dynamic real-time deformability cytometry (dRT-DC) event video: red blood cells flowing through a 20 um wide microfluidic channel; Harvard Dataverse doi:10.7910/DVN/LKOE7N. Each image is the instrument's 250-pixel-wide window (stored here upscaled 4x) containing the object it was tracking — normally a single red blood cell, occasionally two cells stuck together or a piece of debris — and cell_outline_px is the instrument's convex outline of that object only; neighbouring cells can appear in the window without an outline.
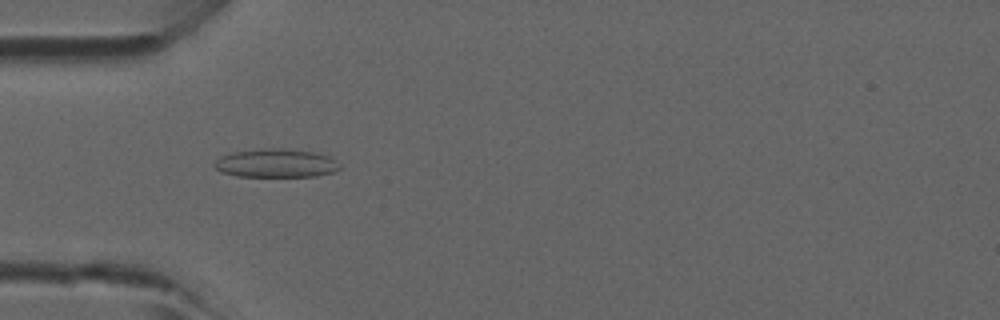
{"species": "common noctule bat (a hibernating species)", "species_latin": "Nyctalus noctula", "temperature_condition": "room temperature", "stored_images_in_passage": 37, "camera_frame_rate_fps": 3000, "um_per_image_px": 0.085, "animal": {"sex": "male", "forearm_length_mm": 52.5}, "frame": {"image": 1, "passage_image": 5, "time_ms": 1.333, "image_size_px": [1000, 320], "cell_outline_px": [[340, 168], [332, 172], [316, 176], [236, 176], [220, 172], [212, 164], [220, 156], [236, 152], [280, 148], [312, 152], [328, 156], [336, 160], [340, 164]], "centroid_in_image_um": [23.45, 13.89], "position_along_channel_um": 61.5, "area_um2": 20.46}}
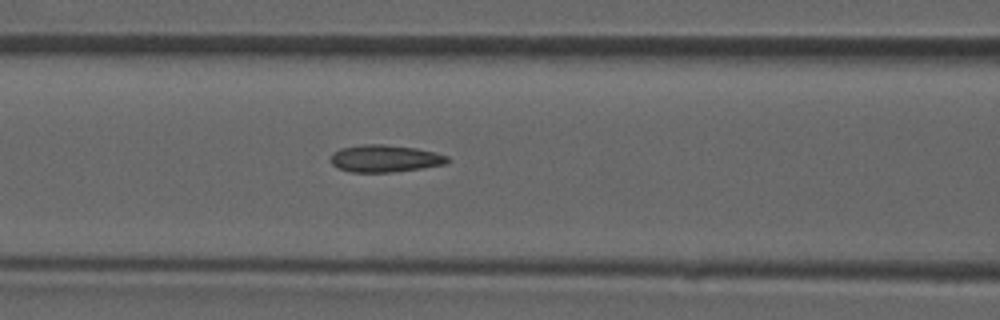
{"frame": {"image": 2, "passage_image": 10, "time_ms": 3.0, "image_size_px": [1000, 320], "cell_outline_px": [[448, 160], [444, 164], [420, 168], [388, 172], [348, 172], [332, 164], [332, 156], [340, 148], [364, 144], [384, 144], [416, 148], [436, 152], [448, 156]], "centroid_in_image_um": [32.73, 13.46], "position_along_channel_um": 133.9, "area_um2": 18.21}}
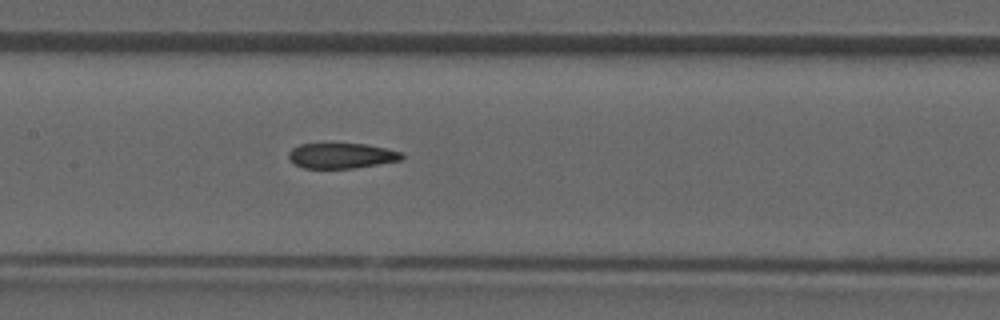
{"frame": {"image": 3, "passage_image": 13, "time_ms": 4.0, "image_size_px": [1000, 320], "cell_outline_px": [[404, 160], [356, 168], [304, 168], [296, 164], [288, 156], [288, 152], [292, 148], [300, 144], [364, 144], [384, 148], [400, 152], [404, 156]], "centroid_in_image_um": [29.05, 13.24], "position_along_channel_um": 178.3, "area_um2": 16.59}}